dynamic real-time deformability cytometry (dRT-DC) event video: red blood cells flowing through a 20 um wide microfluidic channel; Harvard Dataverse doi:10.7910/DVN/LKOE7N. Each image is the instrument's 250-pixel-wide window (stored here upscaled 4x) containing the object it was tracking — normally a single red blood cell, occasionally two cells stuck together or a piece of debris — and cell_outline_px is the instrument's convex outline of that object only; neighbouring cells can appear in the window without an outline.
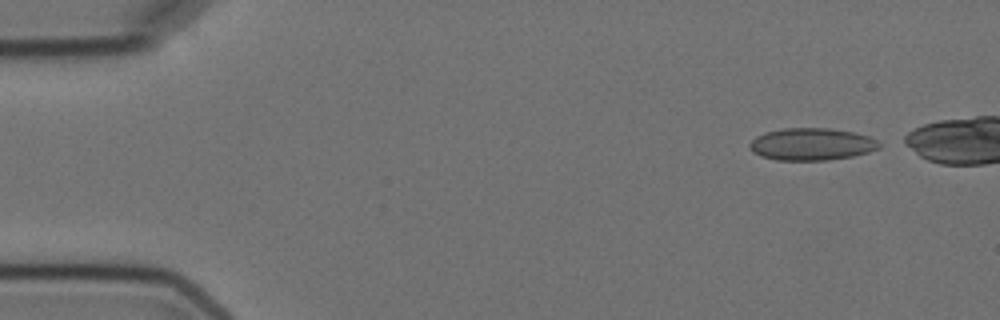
{"species": "Egyptian fruit bat (a non-hibernating species)", "species_latin": "Rousettus aegyptiacus", "temperature_condition": "cold", "stored_images_in_passage": 5, "camera_frame_rate_fps": 3000, "um_per_image_px": 0.085, "animal": {"sex": "female"}, "frame": {"image": 1, "passage_image": 1, "time_ms": 0.0, "image_size_px": [1000, 320], "cell_outline_px": [[880, 148], [868, 152], [852, 156], [828, 160], [776, 160], [760, 156], [752, 152], [748, 148], [748, 144], [756, 136], [764, 132], [784, 128], [828, 128], [856, 132], [868, 136], [876, 140], [880, 144]], "centroid_in_image_um": [68.95, 12.25], "position_along_channel_um": 16.0, "area_um2": 24.51}}